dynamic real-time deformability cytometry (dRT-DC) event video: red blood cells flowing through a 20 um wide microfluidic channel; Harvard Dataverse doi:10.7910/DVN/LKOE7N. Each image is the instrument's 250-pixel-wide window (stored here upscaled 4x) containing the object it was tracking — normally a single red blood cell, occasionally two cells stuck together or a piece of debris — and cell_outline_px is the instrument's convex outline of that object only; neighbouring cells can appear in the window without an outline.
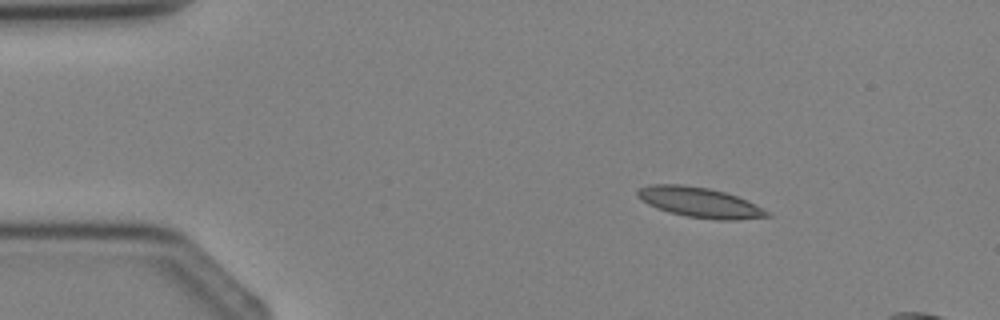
{"species": "Egyptian fruit bat (a non-hibernating species)", "species_latin": "Rousettus aegyptiacus", "temperature_condition": "cold", "stored_images_in_passage": 2, "camera_frame_rate_fps": 3000, "um_per_image_px": 0.085, "animal": {"sex": "female"}, "frame": {"image": 1, "passage_image": 1, "time_ms": 0.0, "image_size_px": [1000, 320], "cell_outline_px": [[772, 216], [736, 220], [716, 220], [688, 216], [656, 208], [648, 204], [636, 196], [636, 192], [640, 188], [652, 184], [680, 184], [708, 188], [724, 192], [736, 196], [756, 204], [764, 208]], "centroid_in_image_um": [59.49, 17.2], "position_along_channel_um": 25.5, "area_um2": 22.54}}